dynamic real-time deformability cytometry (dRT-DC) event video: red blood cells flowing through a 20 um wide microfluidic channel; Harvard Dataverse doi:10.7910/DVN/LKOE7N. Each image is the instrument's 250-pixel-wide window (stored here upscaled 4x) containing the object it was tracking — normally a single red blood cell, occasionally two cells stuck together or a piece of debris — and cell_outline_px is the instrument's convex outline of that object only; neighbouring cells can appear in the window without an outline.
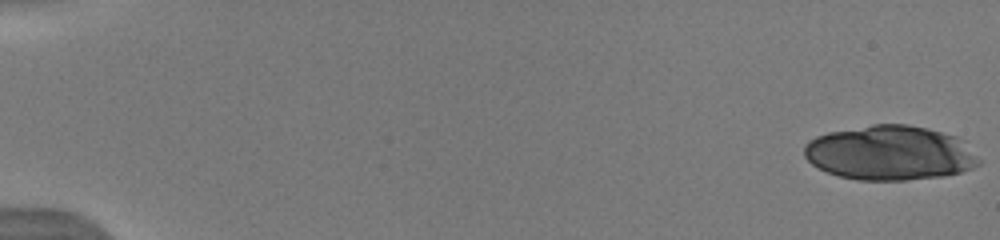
{"species": "human", "species_latin": "Homo sapiens", "temperature_condition": "warm", "stored_images_in_passage": 12, "camera_frame_rate_fps": 3000, "um_per_image_px": 0.085, "donor": {"sex": "male"}, "frame": {"image": 1, "passage_image": 1, "time_ms": 0.0, "image_size_px": [1000, 240], "cell_outline_px": [[984, 160], [980, 164], [972, 168], [960, 172], [944, 176], [908, 180], [856, 180], [840, 176], [828, 172], [812, 164], [804, 156], [804, 144], [808, 140], [816, 136], [828, 132], [872, 124], [908, 124], [928, 128], [956, 136], [964, 140]], "centroid_in_image_um": [75.69, 12.99], "position_along_channel_um": 9.3, "area_um2": 56.18}}